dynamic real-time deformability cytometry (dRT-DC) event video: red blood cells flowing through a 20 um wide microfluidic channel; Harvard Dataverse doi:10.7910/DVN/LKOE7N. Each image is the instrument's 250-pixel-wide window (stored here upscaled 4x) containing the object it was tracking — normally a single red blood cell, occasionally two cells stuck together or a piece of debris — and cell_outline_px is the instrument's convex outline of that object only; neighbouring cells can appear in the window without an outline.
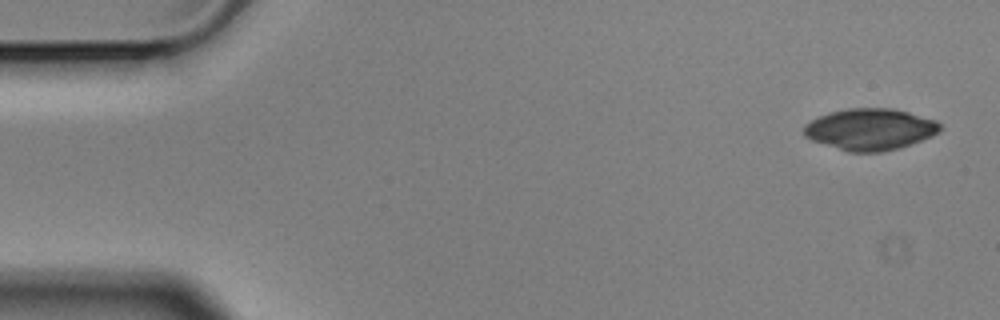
{"species": "Egyptian fruit bat (a non-hibernating species)", "species_latin": "Rousettus aegyptiacus", "temperature_condition": "cold", "stored_images_in_passage": 3, "camera_frame_rate_fps": 3000, "um_per_image_px": 0.085, "animal": {"sex": "male"}, "frame": {"image": 1, "passage_image": 1, "time_ms": 0.0, "image_size_px": [1000, 320], "cell_outline_px": [[940, 128], [932, 136], [900, 148], [880, 152], [848, 152], [812, 140], [804, 136], [804, 124], [820, 116], [832, 112], [848, 108], [892, 108], [908, 112], [936, 120], [940, 124]], "centroid_in_image_um": [73.95, 10.99], "position_along_channel_um": 11.0, "area_um2": 32.71}}